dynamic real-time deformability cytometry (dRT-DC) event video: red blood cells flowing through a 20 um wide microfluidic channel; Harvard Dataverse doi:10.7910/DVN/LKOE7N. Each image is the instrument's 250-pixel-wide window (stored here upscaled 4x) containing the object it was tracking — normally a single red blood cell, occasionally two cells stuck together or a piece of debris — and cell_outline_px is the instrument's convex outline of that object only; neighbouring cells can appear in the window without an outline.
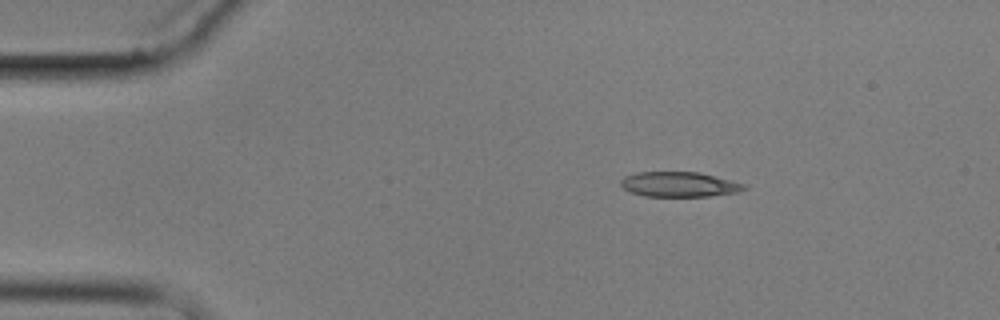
{"species": "common noctule bat (a hibernating species)", "species_latin": "Nyctalus noctula", "temperature_condition": "cold", "stored_images_in_passage": 4, "camera_frame_rate_fps": 3000, "um_per_image_px": 0.085, "animal": {"sex": "male", "body_mass_g": 17.9}, "frame": {"image": 1, "passage_image": 1, "time_ms": 0.0, "image_size_px": [1000, 320], "cell_outline_px": [[748, 188], [740, 192], [708, 196], [644, 196], [632, 192], [624, 188], [620, 184], [620, 180], [624, 176], [636, 172], [700, 172], [748, 184]], "centroid_in_image_um": [57.79, 15.66], "position_along_channel_um": 27.2, "area_um2": 18.15}}
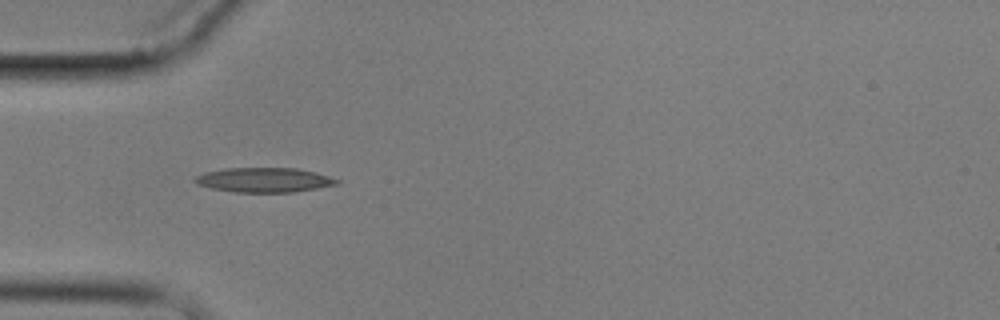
{"frame": {"image": 2, "passage_image": 3, "time_ms": 2.667, "image_size_px": [1000, 320], "cell_outline_px": [[340, 184], [296, 192], [236, 192], [212, 188], [196, 184], [192, 180], [196, 176], [204, 172], [224, 168], [296, 168], [316, 172], [340, 180]], "centroid_in_image_um": [22.46, 15.29], "position_along_channel_um": 62.5, "area_um2": 20.46}}